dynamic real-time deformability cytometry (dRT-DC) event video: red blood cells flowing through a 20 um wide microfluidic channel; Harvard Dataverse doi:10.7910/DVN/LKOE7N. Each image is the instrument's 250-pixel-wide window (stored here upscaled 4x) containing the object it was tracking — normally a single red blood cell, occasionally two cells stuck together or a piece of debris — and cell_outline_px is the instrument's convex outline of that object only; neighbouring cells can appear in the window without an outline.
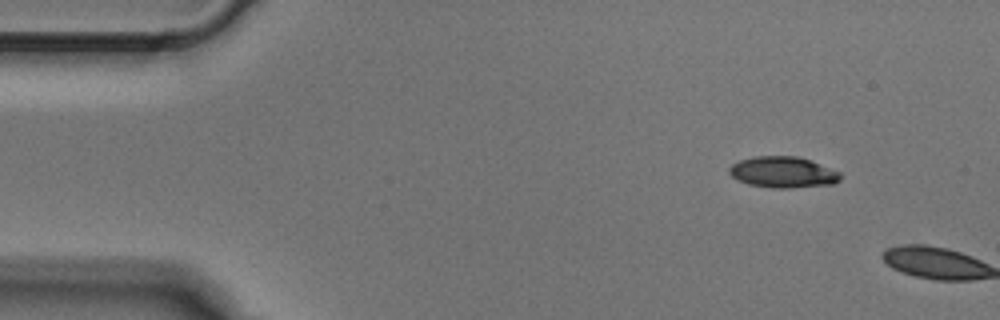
{"species": "Egyptian fruit bat (a non-hibernating species)", "species_latin": "Rousettus aegyptiacus", "temperature_condition": "cold", "stored_images_in_passage": 4, "camera_frame_rate_fps": 3000, "um_per_image_px": 0.085, "animal": {"sex": "male"}, "frame": {"image": 1, "passage_image": 1, "time_ms": 0.0, "image_size_px": [1000, 320], "cell_outline_px": [[840, 180], [832, 184], [792, 188], [772, 188], [748, 184], [736, 180], [728, 172], [728, 168], [732, 164], [740, 160], [756, 156], [796, 156], [808, 160], [840, 172]], "centroid_in_image_um": [66.5, 14.65], "position_along_channel_um": 18.5, "area_um2": 20.06}}